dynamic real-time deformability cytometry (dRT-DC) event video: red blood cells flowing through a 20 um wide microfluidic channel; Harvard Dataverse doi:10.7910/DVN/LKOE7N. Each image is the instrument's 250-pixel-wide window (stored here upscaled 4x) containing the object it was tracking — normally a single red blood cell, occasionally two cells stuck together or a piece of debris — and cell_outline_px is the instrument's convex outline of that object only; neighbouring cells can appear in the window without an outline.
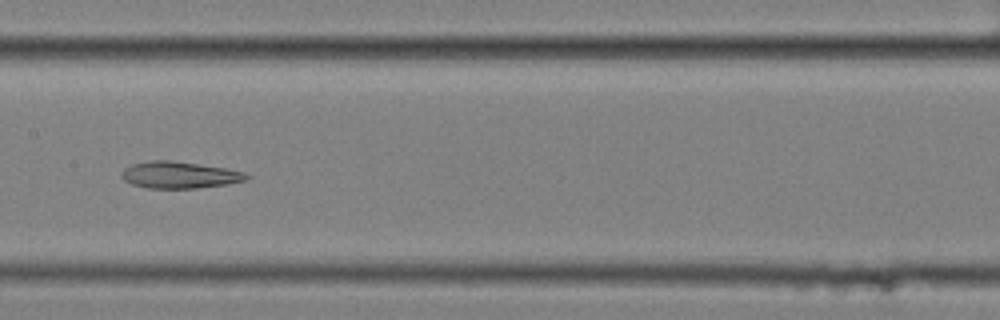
{"species": "common noctule bat (a hibernating species)", "species_latin": "Nyctalus noctula", "temperature_condition": "cold", "stored_images_in_passage": 10, "camera_frame_rate_fps": 3000, "um_per_image_px": 0.085, "animal": {"sex": "female", "body_mass_g": 25.1}, "frame": {"image": 1, "passage_image": 9, "time_ms": 2.667, "image_size_px": [1000, 320], "cell_outline_px": [[252, 176], [248, 180], [228, 184], [196, 188], [148, 188], [132, 184], [124, 180], [120, 176], [120, 172], [124, 168], [132, 164], [152, 160], [168, 160], [224, 168], [244, 172]], "centroid_in_image_um": [15.25, 14.88], "position_along_channel_um": 192.2, "area_um2": 19.42}}
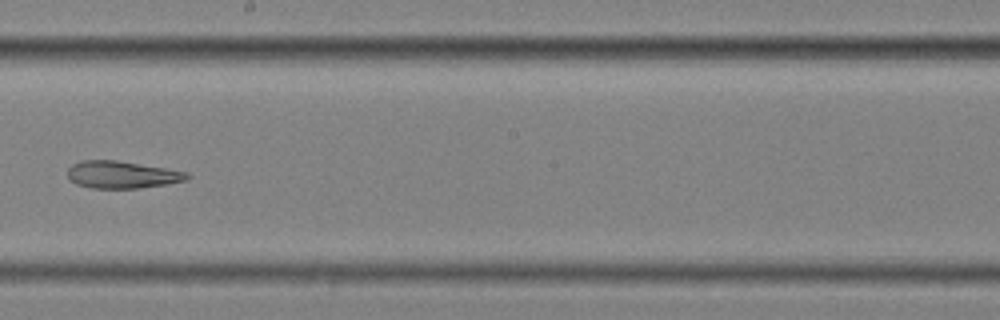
{"frame": {"image": 2, "passage_image": 10, "time_ms": 3.0, "image_size_px": [1000, 320], "cell_outline_px": [[192, 176], [188, 180], [168, 184], [140, 188], [92, 188], [76, 184], [68, 180], [68, 168], [72, 164], [80, 160], [116, 160], [188, 172]], "centroid_in_image_um": [10.37, 14.85], "position_along_channel_um": 237.8, "area_um2": 19.13}}